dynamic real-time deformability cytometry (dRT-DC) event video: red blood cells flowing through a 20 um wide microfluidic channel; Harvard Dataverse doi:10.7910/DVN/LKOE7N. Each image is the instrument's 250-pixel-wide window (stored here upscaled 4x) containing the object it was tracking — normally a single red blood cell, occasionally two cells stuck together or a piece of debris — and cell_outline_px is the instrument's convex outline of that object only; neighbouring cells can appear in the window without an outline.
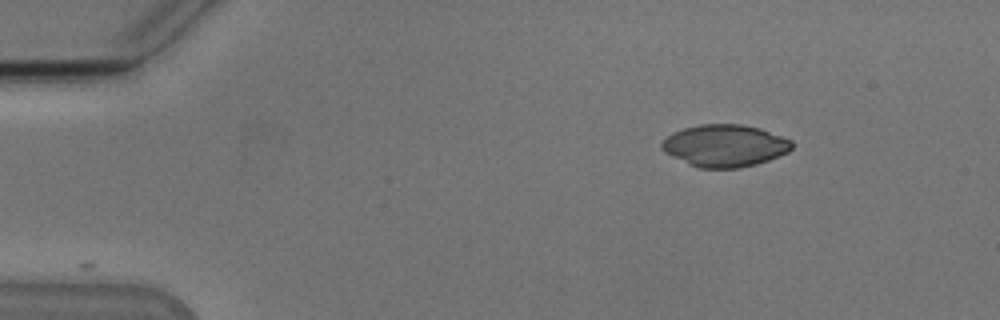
{"species": "Egyptian fruit bat (a non-hibernating species)", "species_latin": "Rousettus aegyptiacus", "temperature_condition": "cold", "stored_images_in_passage": 33, "camera_frame_rate_fps": 3000, "um_per_image_px": 0.085, "animal": {"sex": "male"}, "frame": {"image": 1, "passage_image": 1, "time_ms": 0.0, "image_size_px": [1000, 320], "cell_outline_px": [[792, 148], [788, 152], [768, 160], [756, 164], [740, 168], [696, 168], [664, 152], [660, 148], [660, 144], [668, 136], [684, 128], [700, 124], [740, 124], [760, 128], [792, 140]], "centroid_in_image_um": [61.61, 12.39], "position_along_channel_um": 23.4, "area_um2": 31.91}}